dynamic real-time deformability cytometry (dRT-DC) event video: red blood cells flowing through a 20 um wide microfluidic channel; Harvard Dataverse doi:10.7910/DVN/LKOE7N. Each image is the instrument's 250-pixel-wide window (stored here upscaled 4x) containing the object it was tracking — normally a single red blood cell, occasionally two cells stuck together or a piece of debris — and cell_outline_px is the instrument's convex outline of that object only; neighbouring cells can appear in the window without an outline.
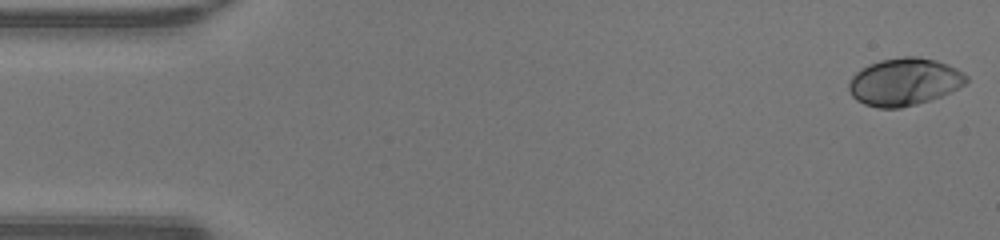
{"species": "human", "species_latin": "Homo sapiens", "temperature_condition": "warm", "stored_images_in_passage": 47, "camera_frame_rate_fps": 3000, "um_per_image_px": 0.085, "donor": {"sex": "male"}, "frame": {"image": 1, "passage_image": 1, "time_ms": 0.0, "image_size_px": [1000, 240], "cell_outline_px": [[968, 80], [964, 84], [940, 96], [916, 104], [900, 108], [880, 108], [864, 104], [856, 100], [852, 96], [848, 88], [848, 84], [852, 76], [856, 72], [868, 64], [880, 60], [904, 56], [916, 56], [936, 60], [948, 64], [964, 72], [968, 76]], "centroid_in_image_um": [76.84, 6.94], "position_along_channel_um": 8.2, "area_um2": 32.43}}
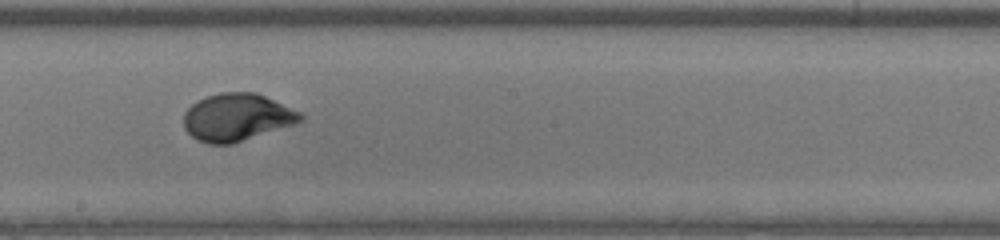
{"frame": {"image": 2, "passage_image": 26, "time_ms": 8.333, "image_size_px": [1000, 240], "cell_outline_px": [[304, 120], [296, 124], [232, 144], [208, 144], [192, 136], [184, 128], [184, 112], [192, 104], [208, 96], [220, 92], [256, 92], [300, 112], [304, 116]], "centroid_in_image_um": [20.16, 9.97], "position_along_channel_um": 228.0, "area_um2": 32.19}}
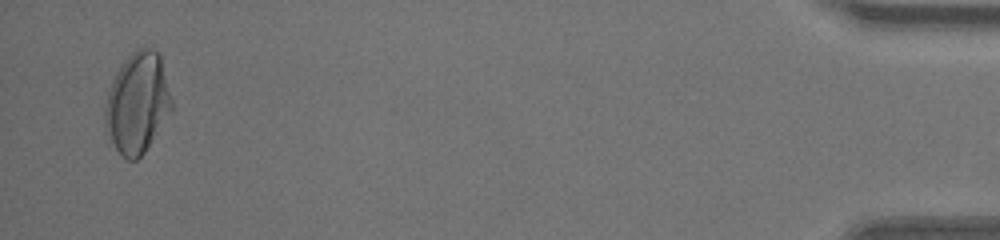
{"frame": {"image": 3, "passage_image": 46, "time_ms": 15.0, "image_size_px": [1000, 240], "cell_outline_px": [[172, 108], [144, 152], [136, 160], [128, 160], [120, 156], [104, 124], [104, 108], [108, 92], [112, 80], [116, 72], [124, 60], [132, 52], [140, 48], [152, 48], [160, 56], [172, 100]], "centroid_in_image_um": [11.65, 8.75], "position_along_channel_um": 423.5, "area_um2": 38.44}, "authors_computed_cell_mechanics": {"area_um2": 31.6166, "velocity_mm_per_s": 4.3394, "shape_relaxation_time_tau1_ms": 3.5566, "shape_relaxation_time_tau2_ms": null, "deformation_change_tau1": 0.1701, "deformation_change_tau2": null}}